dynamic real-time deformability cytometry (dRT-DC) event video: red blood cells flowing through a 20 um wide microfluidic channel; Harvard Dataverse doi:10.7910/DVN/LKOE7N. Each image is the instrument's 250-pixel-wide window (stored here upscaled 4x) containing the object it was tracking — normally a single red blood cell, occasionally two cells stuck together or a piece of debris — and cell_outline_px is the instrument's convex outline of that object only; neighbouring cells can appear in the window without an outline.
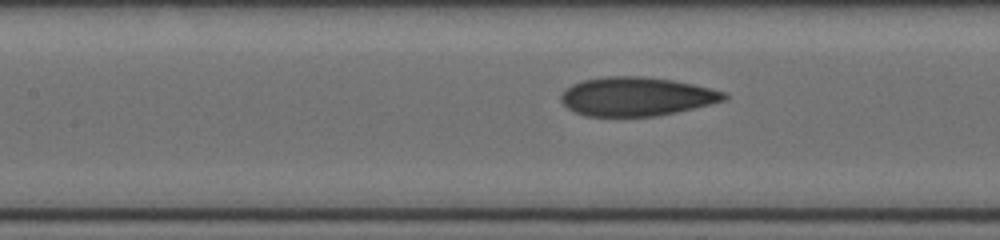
{"species": "human", "species_latin": "Homo sapiens", "temperature_condition": "cold", "stored_images_in_passage": 44, "camera_frame_rate_fps": 3000, "um_per_image_px": 0.085, "donor": {"sex": "female"}, "frame": {"image": 1, "passage_image": 21, "time_ms": 6.333, "image_size_px": [1000, 240], "cell_outline_px": [[728, 100], [676, 112], [656, 116], [584, 116], [568, 108], [560, 100], [560, 96], [564, 88], [572, 84], [584, 80], [604, 76], [644, 76], [672, 80], [692, 84], [724, 92], [728, 96]], "centroid_in_image_um": [54.07, 8.2], "position_along_channel_um": 153.3, "area_um2": 36.93}}
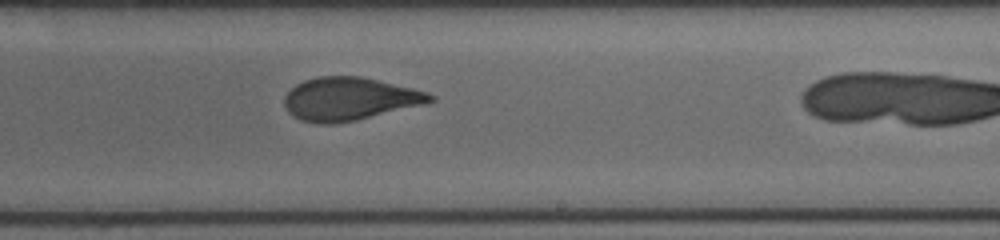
{"frame": {"image": 2, "passage_image": 31, "time_ms": 9.0, "image_size_px": [1000, 240], "cell_outline_px": [[436, 100], [424, 104], [356, 120], [332, 124], [320, 124], [300, 120], [292, 116], [288, 112], [284, 104], [284, 96], [296, 84], [304, 80], [320, 76], [360, 76], [412, 88], [428, 92], [436, 96]], "centroid_in_image_um": [29.69, 8.41], "position_along_channel_um": 259.3, "area_um2": 36.47}}
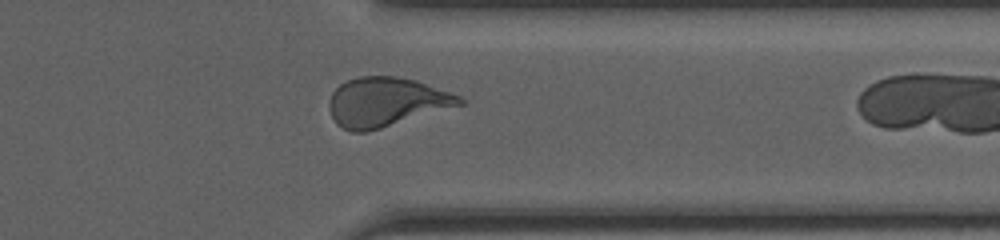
{"frame": {"image": 3, "passage_image": 43, "time_ms": 12.0, "image_size_px": [1000, 240], "cell_outline_px": [[464, 104], [380, 128], [364, 132], [352, 132], [336, 124], [328, 108], [328, 100], [332, 92], [340, 84], [356, 76], [396, 76], [416, 80], [460, 96], [464, 100]], "centroid_in_image_um": [32.78, 8.66], "position_along_channel_um": 378.6, "area_um2": 37.22}}